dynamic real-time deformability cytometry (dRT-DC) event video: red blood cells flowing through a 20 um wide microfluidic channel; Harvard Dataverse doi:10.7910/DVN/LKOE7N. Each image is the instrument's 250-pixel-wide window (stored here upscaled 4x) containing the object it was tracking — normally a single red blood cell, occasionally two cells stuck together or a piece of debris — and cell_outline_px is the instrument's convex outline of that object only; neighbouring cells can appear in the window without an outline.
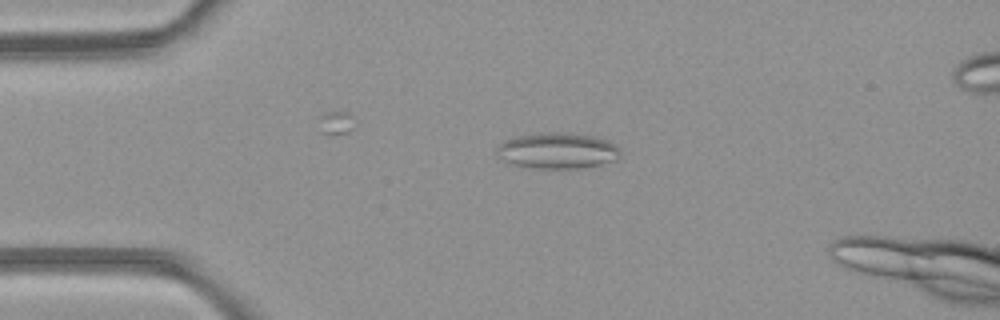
{"species": "common noctule bat (a hibernating species)", "species_latin": "Nyctalus noctula", "temperature_condition": "room temperature", "stored_images_in_passage": 6, "camera_frame_rate_fps": 3000, "um_per_image_px": 0.085, "animal": {"sex": "female", "body_mass_g": 21.9}, "frame": {"image": 1, "passage_image": 4, "time_ms": 4.333, "image_size_px": [1000, 320], "cell_outline_px": [[620, 160], [580, 168], [532, 168], [512, 164], [496, 156], [496, 148], [504, 140], [520, 136], [540, 132], [564, 132], [592, 136], [608, 140], [616, 144], [620, 152]], "centroid_in_image_um": [47.4, 12.81], "position_along_channel_um": 37.6, "area_um2": 26.07}}